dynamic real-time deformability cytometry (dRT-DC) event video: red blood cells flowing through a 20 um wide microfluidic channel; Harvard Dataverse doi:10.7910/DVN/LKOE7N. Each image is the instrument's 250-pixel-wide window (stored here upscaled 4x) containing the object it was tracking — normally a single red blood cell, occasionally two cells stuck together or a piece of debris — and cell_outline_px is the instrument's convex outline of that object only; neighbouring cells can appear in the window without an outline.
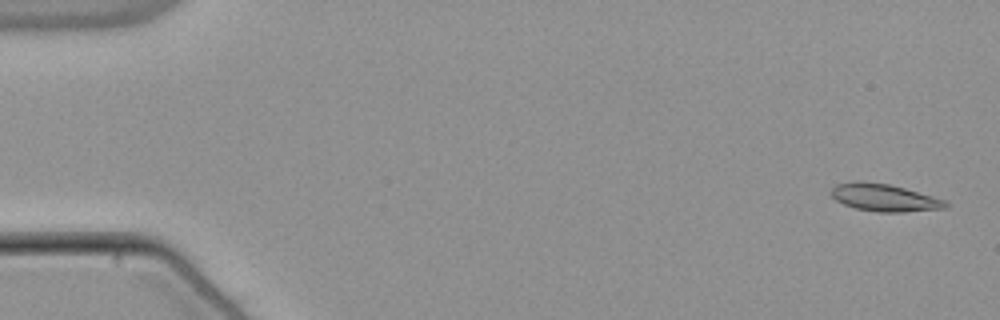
{"species": "common noctule bat (a hibernating species)", "species_latin": "Nyctalus noctula", "temperature_condition": "warm", "stored_images_in_passage": 15, "camera_frame_rate_fps": 3000, "um_per_image_px": 0.085, "animal": {"sex": "male", "body_mass_g": 21.5, "forearm_length_mm": 52.0}, "frame": {"image": 1, "passage_image": 2, "time_ms": 0.333, "image_size_px": [1000, 320], "cell_outline_px": [[948, 208], [900, 212], [880, 212], [856, 208], [844, 204], [836, 200], [832, 196], [832, 188], [836, 184], [856, 180], [860, 180], [888, 184], [904, 188], [932, 196], [944, 200], [948, 204]], "centroid_in_image_um": [75.15, 16.79], "position_along_channel_um": 9.9, "area_um2": 18.09}}
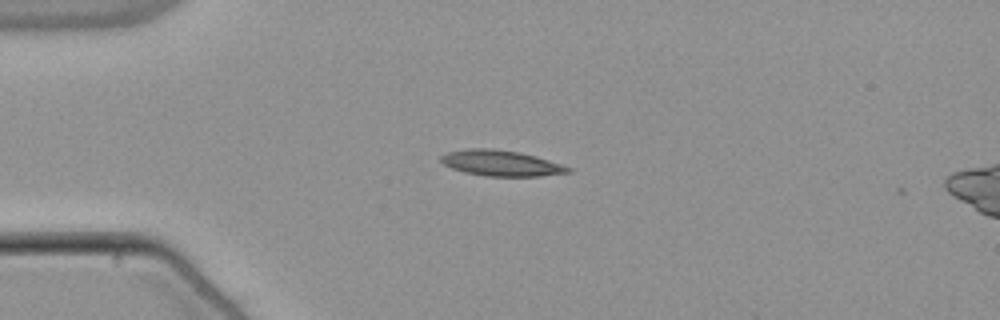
{"frame": {"image": 2, "passage_image": 14, "time_ms": 4.333, "image_size_px": [1000, 320], "cell_outline_px": [[572, 172], [540, 176], [488, 176], [464, 172], [452, 168], [444, 164], [440, 160], [440, 156], [448, 152], [468, 148], [492, 148], [520, 152], [536, 156], [572, 168]], "centroid_in_image_um": [42.59, 13.86], "position_along_channel_um": 42.4, "area_um2": 19.02}}